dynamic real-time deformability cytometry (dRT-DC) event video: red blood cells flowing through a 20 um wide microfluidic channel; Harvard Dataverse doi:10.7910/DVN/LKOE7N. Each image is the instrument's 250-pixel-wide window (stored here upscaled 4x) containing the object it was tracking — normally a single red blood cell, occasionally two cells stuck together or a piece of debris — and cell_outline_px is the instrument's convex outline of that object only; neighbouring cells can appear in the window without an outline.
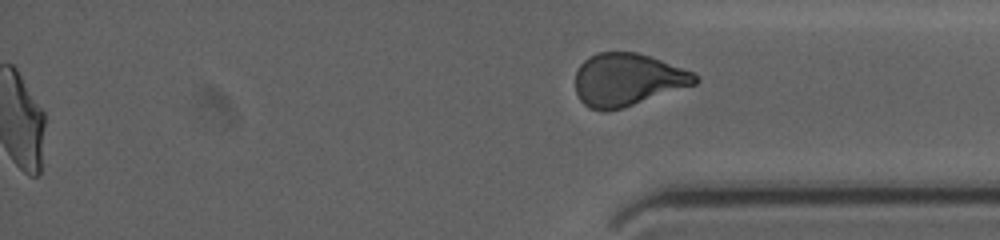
{"species": "human", "species_latin": "Homo sapiens", "temperature_condition": "cold", "stored_images_in_passage": 61, "segment_of_instrument_passage": [2, 2], "camera_frame_rate_fps": 3000, "um_per_image_px": 0.085, "donor": {"sex": "female"}, "frame": {"image": 1, "passage_image": 61, "time_ms": 20.0, "image_size_px": [1000, 240], "cell_outline_px": [[700, 80], [696, 84], [624, 108], [604, 112], [588, 108], [580, 100], [576, 92], [576, 72], [580, 64], [588, 56], [596, 52], [636, 52], [660, 60], [692, 72]], "centroid_in_image_um": [53.3, 6.79], "position_along_channel_um": 381.9, "area_um2": 36.76}}